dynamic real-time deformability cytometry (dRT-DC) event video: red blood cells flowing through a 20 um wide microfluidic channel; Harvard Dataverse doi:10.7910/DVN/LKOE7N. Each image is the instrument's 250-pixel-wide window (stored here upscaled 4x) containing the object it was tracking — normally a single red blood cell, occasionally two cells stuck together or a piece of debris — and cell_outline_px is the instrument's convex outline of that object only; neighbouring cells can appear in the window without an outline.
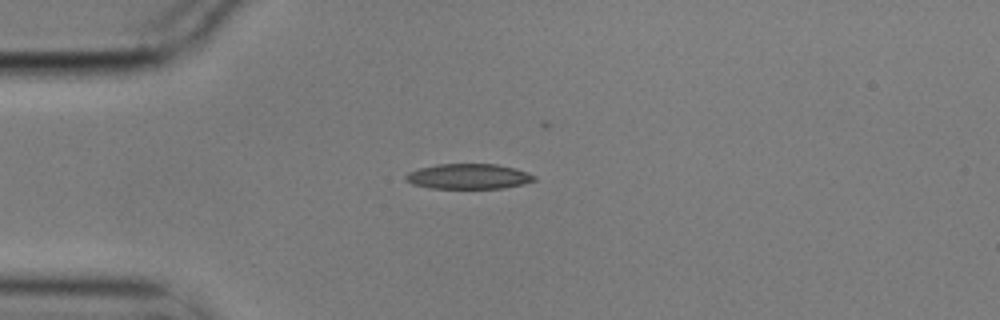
{"species": "common noctule bat (a hibernating species)", "species_latin": "Nyctalus noctula", "temperature_condition": "cold", "stored_images_in_passage": 30, "camera_frame_rate_fps": 3000, "um_per_image_px": 0.085, "animal": {"sex": "male", "body_mass_g": 17.9}, "frame": {"image": 1, "passage_image": 1, "time_ms": 0.0, "image_size_px": [1000, 320], "cell_outline_px": [[536, 180], [524, 184], [504, 188], [428, 188], [412, 184], [404, 180], [404, 176], [408, 172], [420, 168], [436, 164], [496, 164], [516, 168], [528, 172], [536, 176]], "centroid_in_image_um": [39.83, 14.99], "position_along_channel_um": 45.2, "area_um2": 19.07}}
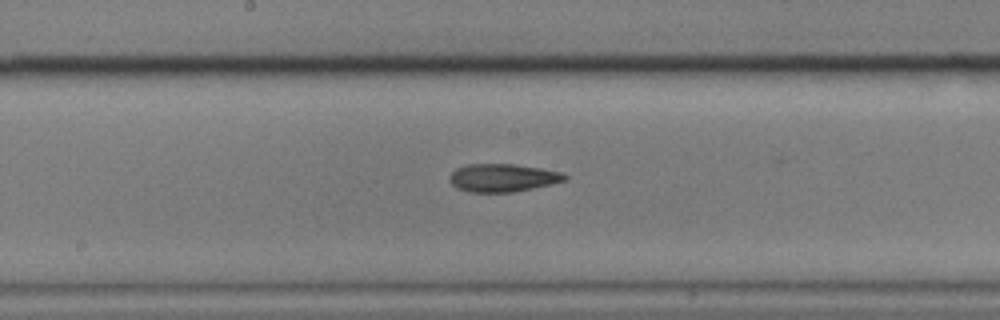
{"frame": {"image": 2, "passage_image": 16, "time_ms": 5.0, "image_size_px": [1000, 320], "cell_outline_px": [[568, 180], [552, 184], [512, 192], [468, 192], [456, 188], [448, 180], [448, 176], [456, 168], [468, 164], [516, 164], [564, 172], [568, 176]], "centroid_in_image_um": [42.74, 15.11], "position_along_channel_um": 205.5, "area_um2": 19.02}}
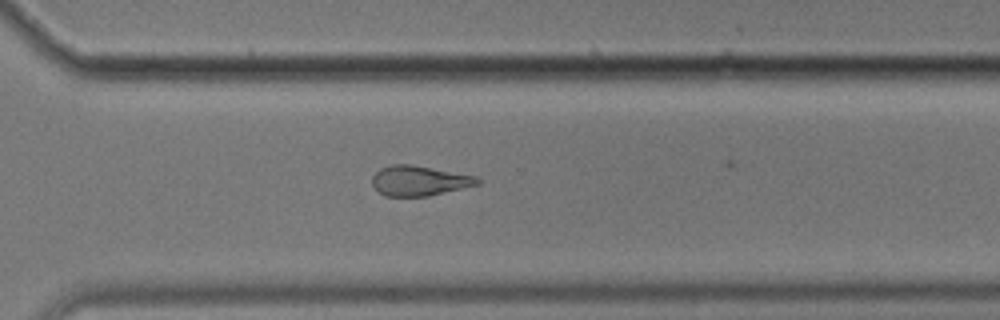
{"frame": {"image": 3, "passage_image": 27, "time_ms": 8.667, "image_size_px": [1000, 320], "cell_outline_px": [[480, 184], [428, 196], [384, 196], [372, 184], [372, 176], [380, 168], [392, 164], [408, 164], [476, 176], [480, 180]], "centroid_in_image_um": [35.61, 15.36], "position_along_channel_um": 335.0, "area_um2": 18.21}}